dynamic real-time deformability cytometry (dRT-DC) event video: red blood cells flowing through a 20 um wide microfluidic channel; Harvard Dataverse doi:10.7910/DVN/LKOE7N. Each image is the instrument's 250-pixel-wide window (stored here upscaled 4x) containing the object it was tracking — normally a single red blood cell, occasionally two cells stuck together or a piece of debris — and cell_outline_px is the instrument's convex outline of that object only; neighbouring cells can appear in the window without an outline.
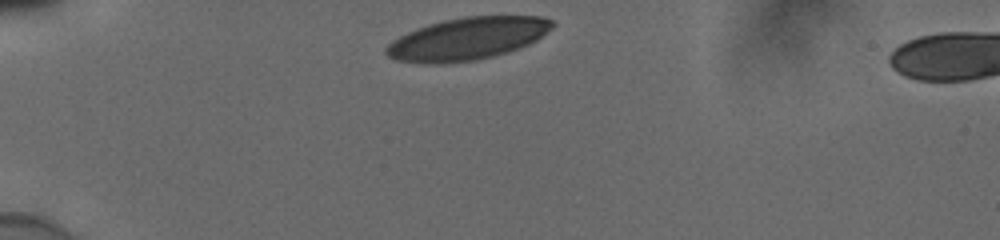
{"species": "human", "species_latin": "Homo sapiens", "temperature_condition": "cold", "stored_images_in_passage": 32, "camera_frame_rate_fps": 3000, "um_per_image_px": 0.085, "donor": {"sex": "male"}, "frame": {"image": 1, "passage_image": 1, "time_ms": 0.0, "image_size_px": [1000, 240], "cell_outline_px": [[556, 24], [552, 28], [536, 40], [528, 44], [492, 56], [476, 60], [436, 64], [424, 64], [396, 60], [388, 56], [384, 52], [384, 48], [392, 40], [416, 28], [428, 24], [444, 20], [464, 16], [544, 16], [552, 20]], "centroid_in_image_um": [39.7, 3.28], "position_along_channel_um": 45.3, "area_um2": 40.98}}
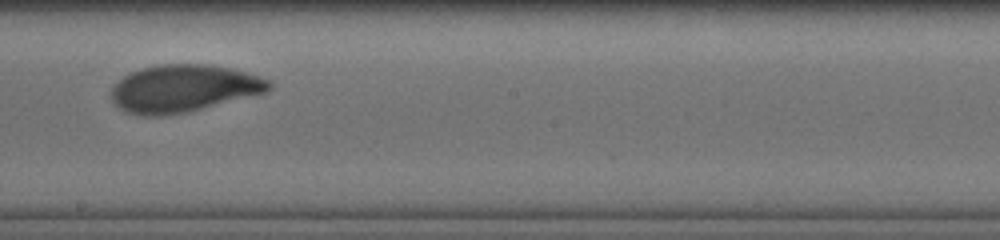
{"frame": {"image": 2, "passage_image": 19, "time_ms": 6.0, "image_size_px": [1000, 240], "cell_outline_px": [[272, 88], [268, 92], [188, 112], [164, 116], [140, 116], [124, 112], [108, 96], [108, 92], [124, 76], [132, 72], [144, 68], [160, 64], [208, 64], [228, 68], [260, 76], [272, 80]], "centroid_in_image_um": [15.6, 7.54], "position_along_channel_um": 232.6, "area_um2": 43.81}}
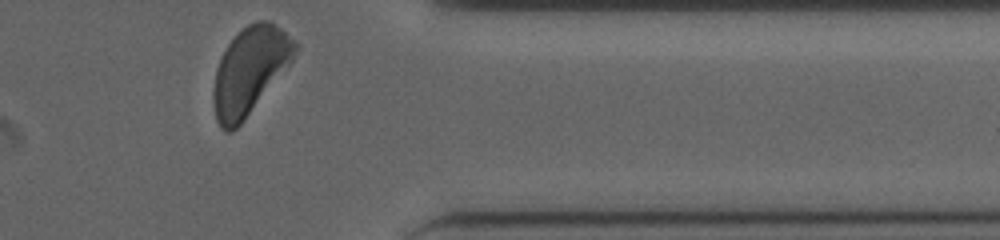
{"frame": {"image": 3, "passage_image": 32, "time_ms": 10.333, "image_size_px": [1000, 240], "cell_outline_px": [[300, 44], [292, 60], [244, 120], [232, 132], [224, 132], [220, 128], [216, 120], [212, 104], [212, 92], [216, 68], [228, 44], [248, 24], [256, 20], [268, 20], [280, 28], [296, 40]], "centroid_in_image_um": [21.21, 6.03], "position_along_channel_um": 390.2, "area_um2": 41.04}, "authors_computed_cell_mechanics": {"area_um2": 42.9743, "velocity_mm_per_s": 3.8366, "shape_relaxation_time_tau1_ms": 2.7372, "shape_relaxation_time_tau2_ms": 0.7912, "deformation_change_tau1": 0.1326, "deformation_change_tau2": 0.0503}}